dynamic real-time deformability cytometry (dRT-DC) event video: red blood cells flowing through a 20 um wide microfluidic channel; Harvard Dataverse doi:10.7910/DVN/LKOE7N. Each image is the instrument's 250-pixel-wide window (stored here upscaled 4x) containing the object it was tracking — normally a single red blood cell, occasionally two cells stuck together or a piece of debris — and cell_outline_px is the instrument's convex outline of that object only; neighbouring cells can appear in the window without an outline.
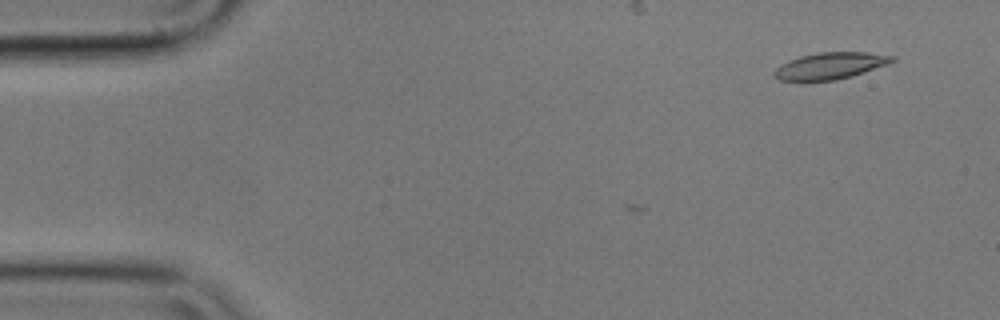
{"species": "common noctule bat (a hibernating species)", "species_latin": "Nyctalus noctula", "temperature_condition": "cold", "stored_images_in_passage": 4, "camera_frame_rate_fps": 3000, "um_per_image_px": 0.085, "animal": {"sex": "male", "body_mass_g": 17.9}, "frame": {"image": 1, "passage_image": 4, "time_ms": 1.0, "image_size_px": [1000, 320], "cell_outline_px": [[896, 60], [888, 64], [852, 76], [836, 80], [780, 80], [772, 72], [780, 64], [788, 60], [800, 56], [820, 52], [868, 52], [896, 56]], "centroid_in_image_um": [70.6, 5.57], "position_along_channel_um": 14.4, "area_um2": 18.26}}